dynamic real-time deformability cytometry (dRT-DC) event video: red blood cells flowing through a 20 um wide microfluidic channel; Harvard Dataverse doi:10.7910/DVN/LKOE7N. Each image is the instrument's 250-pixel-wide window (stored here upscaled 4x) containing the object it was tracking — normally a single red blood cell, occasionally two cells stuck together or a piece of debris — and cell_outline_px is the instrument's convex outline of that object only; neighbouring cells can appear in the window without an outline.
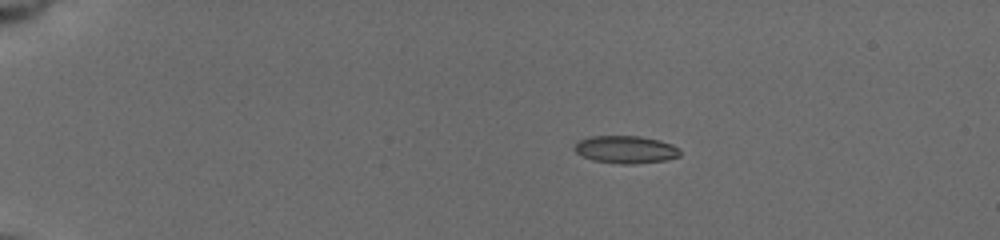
{"species": "common noctule bat (a hibernating species)", "species_latin": "Nyctalus noctula", "temperature_condition": "cold", "stored_images_in_passage": 39, "camera_frame_rate_fps": 3000, "um_per_image_px": 0.085, "animal": {"sex": "female", "body_mass_g": 19.5, "forearm_length_mm": 54.1}, "frame": {"image": 1, "passage_image": 1, "time_ms": 0.0, "image_size_px": [1000, 240], "cell_outline_px": [[680, 156], [664, 160], [632, 164], [620, 164], [592, 160], [576, 152], [572, 148], [580, 140], [592, 136], [640, 136], [660, 140], [672, 144], [680, 152]], "centroid_in_image_um": [53.17, 12.71], "position_along_channel_um": 31.8, "area_um2": 16.82}}
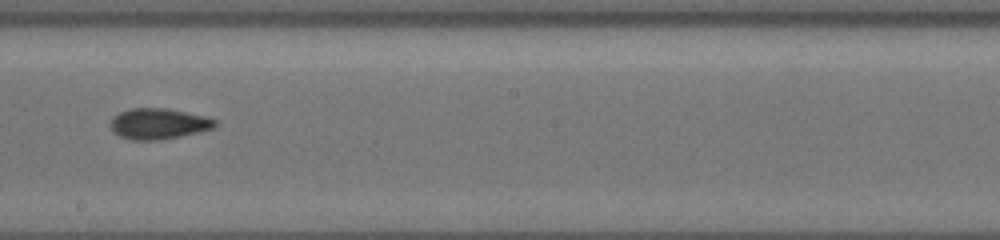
{"frame": {"image": 2, "passage_image": 17, "time_ms": 5.333, "image_size_px": [1000, 240], "cell_outline_px": [[216, 124], [212, 128], [200, 132], [160, 140], [132, 140], [120, 136], [112, 132], [108, 124], [112, 116], [128, 108], [164, 108], [204, 116], [216, 120]], "centroid_in_image_um": [13.39, 10.52], "position_along_channel_um": 234.8, "area_um2": 18.84}}
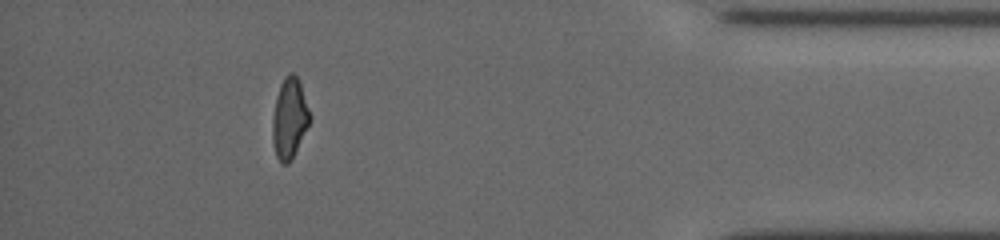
{"frame": {"image": 3, "passage_image": 34, "time_ms": 11.0, "image_size_px": [1000, 240], "cell_outline_px": [[312, 116], [288, 164], [280, 164], [276, 156], [272, 140], [272, 120], [276, 96], [280, 84], [284, 76], [288, 72], [292, 72], [296, 76], [300, 84]], "centroid_in_image_um": [24.58, 10.02], "position_along_channel_um": 410.6, "area_um2": 17.28}, "authors_computed_cell_mechanics": {"area_um2": 17.8602, "velocity_mm_per_s": 3.772, "shape_relaxation_time_tau1_ms": 3.1129, "shape_relaxation_time_tau2_ms": 5.4212, "deformation_change_tau1": 0.1202, "deformation_change_tau2": 0.1362}}